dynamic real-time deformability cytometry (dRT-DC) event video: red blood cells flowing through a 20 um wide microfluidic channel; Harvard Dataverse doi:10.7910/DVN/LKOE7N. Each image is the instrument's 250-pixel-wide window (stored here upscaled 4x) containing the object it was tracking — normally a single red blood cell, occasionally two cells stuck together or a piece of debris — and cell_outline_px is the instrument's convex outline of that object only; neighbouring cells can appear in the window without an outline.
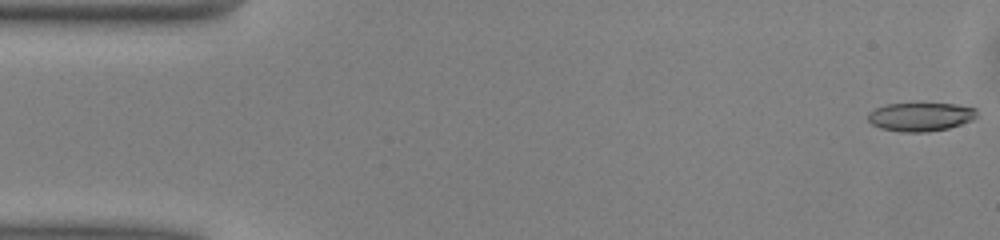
{"species": "common noctule bat (a hibernating species)", "species_latin": "Nyctalus noctula", "temperature_condition": "warm", "stored_images_in_passage": 50, "camera_frame_rate_fps": 3000, "um_per_image_px": 0.085, "animal": {"sex": "male", "body_mass_g": 13.0, "forearm_length_mm": 53.1}, "frame": {"image": 1, "passage_image": 1, "time_ms": 0.0, "image_size_px": [1000, 240], "cell_outline_px": [[976, 116], [972, 120], [948, 128], [928, 132], [900, 132], [880, 128], [872, 124], [868, 120], [868, 112], [884, 104], [956, 104], [976, 108]], "centroid_in_image_um": [78.22, 9.93], "position_along_channel_um": 6.8, "area_um2": 18.09}}
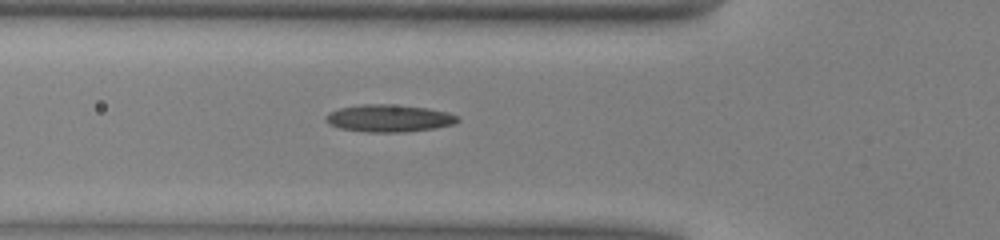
{"frame": {"image": 2, "passage_image": 17, "time_ms": 5.333, "image_size_px": [1000, 240], "cell_outline_px": [[460, 120], [456, 124], [436, 128], [404, 132], [368, 132], [340, 128], [328, 124], [324, 120], [324, 116], [328, 112], [340, 108], [364, 104], [388, 104], [428, 108], [448, 112], [460, 116]], "centroid_in_image_um": [33.09, 10.05], "position_along_channel_um": 92.7, "area_um2": 21.21}}
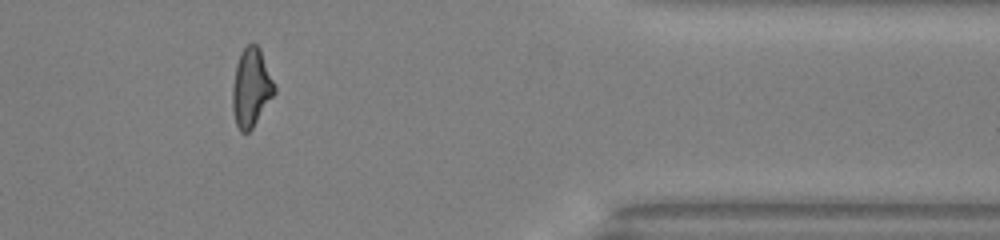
{"frame": {"image": 3, "passage_image": 41, "time_ms": 13.333, "image_size_px": [1000, 240], "cell_outline_px": [[276, 92], [252, 128], [248, 132], [240, 132], [236, 124], [232, 112], [232, 88], [236, 64], [240, 52], [252, 40], [260, 48], [276, 88]], "centroid_in_image_um": [21.34, 7.43], "position_along_channel_um": 390.1, "area_um2": 19.31}, "authors_computed_cell_mechanics": {"area_um2": 19.5075, "velocity_mm_per_s": 4.0843, "shape_relaxation_time_tau1_ms": 5.2731, "shape_relaxation_time_tau2_ms": 2.6672, "deformation_change_tau1": 0.1713, "deformation_change_tau2": 0.1383}}